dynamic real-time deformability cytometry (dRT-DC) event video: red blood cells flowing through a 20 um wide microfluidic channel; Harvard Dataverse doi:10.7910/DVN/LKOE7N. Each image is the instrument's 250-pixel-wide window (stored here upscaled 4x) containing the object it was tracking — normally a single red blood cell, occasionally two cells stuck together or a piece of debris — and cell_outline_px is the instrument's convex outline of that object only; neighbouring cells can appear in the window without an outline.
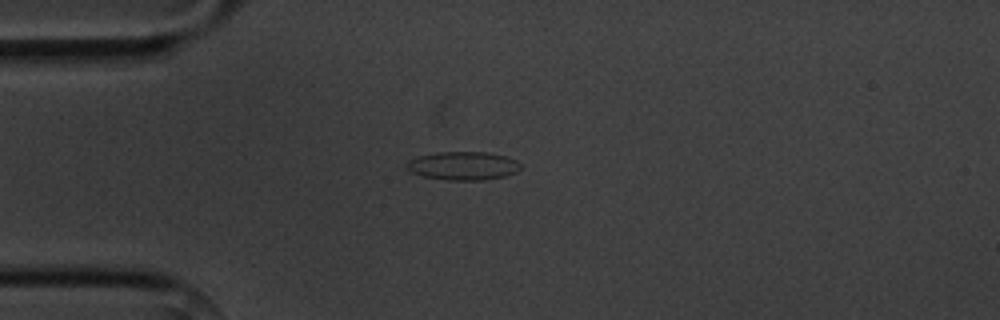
{"species": "common noctule bat (a hibernating species)", "species_latin": "Nyctalus noctula", "temperature_condition": "cold", "stored_images_in_passage": 5, "camera_frame_rate_fps": 3000, "um_per_image_px": 0.085, "animal": {"sex": "male", "body_mass_g": 20.1, "forearm_length_mm": 53.5}, "frame": {"image": 1, "passage_image": 1, "time_ms": 0.0, "image_size_px": [1000, 320], "cell_outline_px": [[520, 168], [516, 172], [504, 176], [484, 180], [448, 180], [424, 176], [412, 172], [404, 164], [408, 160], [416, 156], [436, 152], [488, 152], [508, 156], [516, 160], [520, 164]], "centroid_in_image_um": [39.36, 14.08], "position_along_channel_um": 45.6, "area_um2": 18.96}}
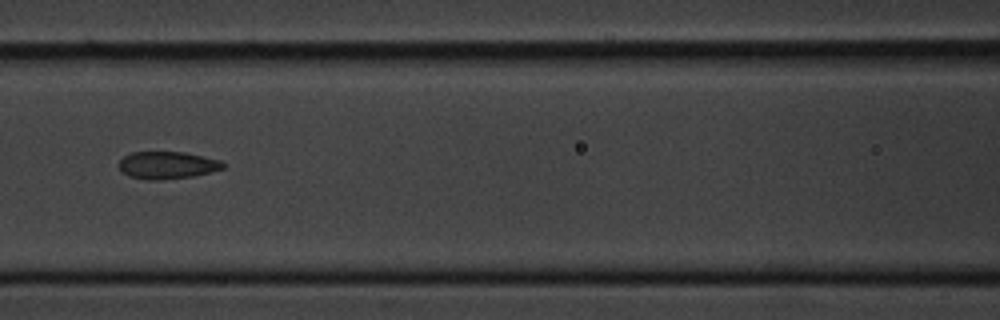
{"frame": {"image": 2, "passage_image": 4, "time_ms": 3.333, "image_size_px": [1000, 320], "cell_outline_px": [[228, 164], [224, 168], [212, 172], [196, 176], [160, 180], [148, 180], [128, 176], [120, 172], [120, 160], [124, 156], [132, 152], [184, 152], [220, 160]], "centroid_in_image_um": [14.25, 14.05], "position_along_channel_um": 152.4, "area_um2": 16.82}}
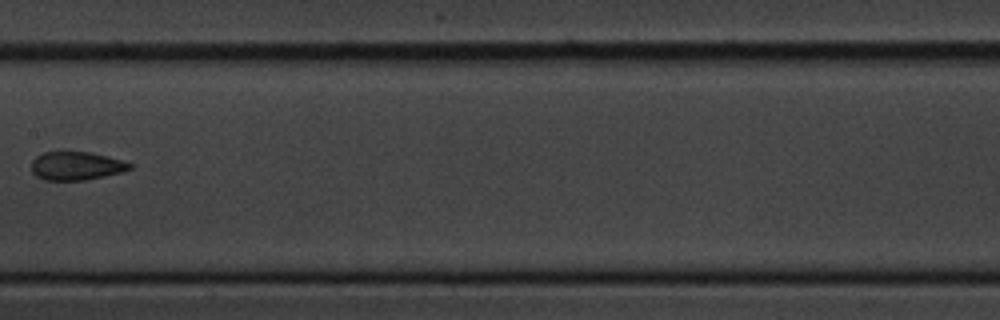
{"frame": {"image": 3, "passage_image": 5, "time_ms": 4.667, "image_size_px": [1000, 320], "cell_outline_px": [[132, 168], [120, 172], [104, 176], [84, 180], [44, 180], [36, 176], [32, 172], [32, 160], [36, 156], [44, 152], [92, 152], [124, 160], [132, 164]], "centroid_in_image_um": [6.48, 14.09], "position_along_channel_um": 200.9, "area_um2": 16.3}}